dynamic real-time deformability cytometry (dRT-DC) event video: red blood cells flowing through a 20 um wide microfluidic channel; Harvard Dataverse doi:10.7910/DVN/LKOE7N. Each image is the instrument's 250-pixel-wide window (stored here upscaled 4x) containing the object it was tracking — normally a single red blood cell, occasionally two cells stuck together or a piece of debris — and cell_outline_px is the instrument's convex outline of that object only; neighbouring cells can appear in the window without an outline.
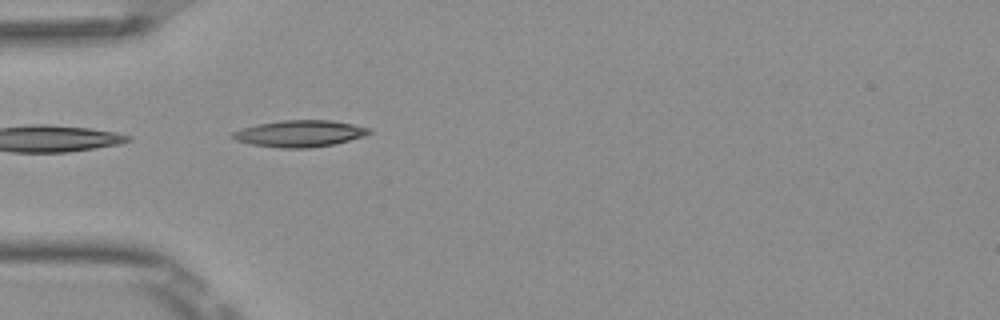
{"species": "Egyptian fruit bat (a non-hibernating species)", "species_latin": "Rousettus aegyptiacus", "temperature_condition": "room temperature", "stored_images_in_passage": 37, "camera_frame_rate_fps": 3000, "um_per_image_px": 0.085, "frame": {"image": 1, "passage_image": 1, "time_ms": 0.0, "image_size_px": [1000, 320], "cell_outline_px": [[372, 132], [364, 136], [336, 144], [308, 148], [280, 148], [252, 144], [236, 140], [228, 136], [232, 132], [256, 124], [284, 120], [332, 120], [352, 124], [368, 128]], "centroid_in_image_um": [25.46, 11.35], "position_along_channel_um": 59.5, "area_um2": 21.15}}
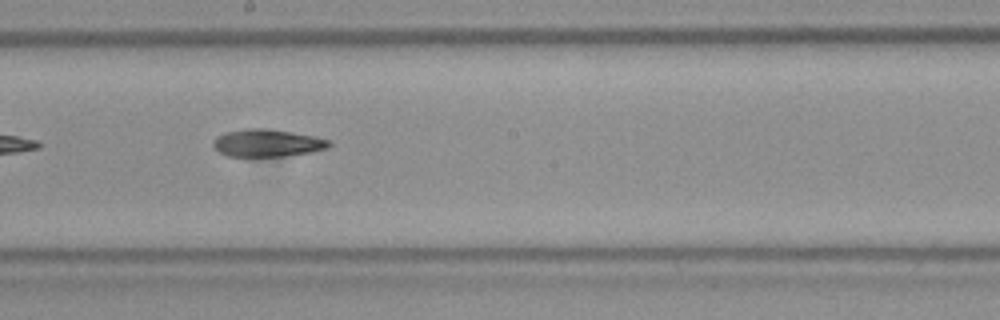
{"frame": {"image": 2, "passage_image": 14, "time_ms": 4.333, "image_size_px": [1000, 320], "cell_outline_px": [[332, 144], [328, 148], [312, 152], [284, 156], [228, 156], [220, 152], [212, 144], [216, 136], [224, 132], [244, 128], [268, 128], [316, 136], [332, 140]], "centroid_in_image_um": [22.76, 12.14], "position_along_channel_um": 225.4, "area_um2": 18.79}}
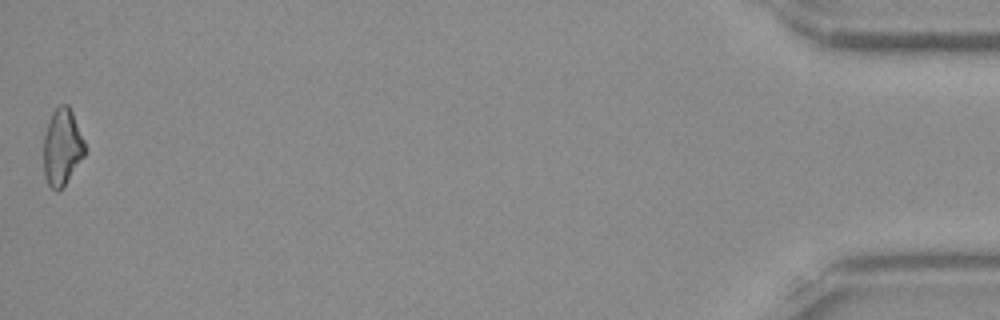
{"frame": {"image": 3, "passage_image": 37, "time_ms": 12.0, "image_size_px": [1000, 320], "cell_outline_px": [[84, 156], [64, 184], [56, 192], [48, 184], [44, 176], [44, 136], [48, 120], [52, 112], [60, 104], [68, 104], [72, 112], [84, 140]], "centroid_in_image_um": [5.26, 12.47], "position_along_channel_um": 429.9, "area_um2": 18.15}, "authors_computed_cell_mechanics": {"area_um2": 18.8428, "velocity_mm_per_s": 3.8948, "shape_relaxation_time_tau1_ms": 6.2473, "shape_relaxation_time_tau2_ms": null, "deformation_change_tau1": 0.1787, "deformation_change_tau2": null}}